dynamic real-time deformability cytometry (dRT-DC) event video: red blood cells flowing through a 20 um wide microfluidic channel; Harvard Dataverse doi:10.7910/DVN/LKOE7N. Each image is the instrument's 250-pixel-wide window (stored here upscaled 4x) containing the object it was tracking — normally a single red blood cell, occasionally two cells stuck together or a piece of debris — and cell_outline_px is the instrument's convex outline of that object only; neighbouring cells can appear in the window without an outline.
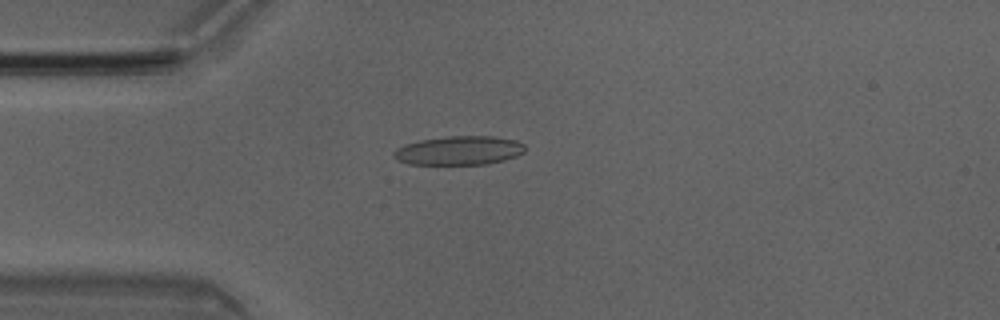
{"species": "Egyptian fruit bat (a non-hibernating species)", "species_latin": "Rousettus aegyptiacus", "temperature_condition": "room temperature", "stored_images_in_passage": 4, "camera_frame_rate_fps": 3000, "um_per_image_px": 0.085, "animal": {"sex": "male"}, "frame": {"image": 1, "passage_image": 3, "time_ms": 0.667, "image_size_px": [1000, 320], "cell_outline_px": [[524, 152], [516, 156], [504, 160], [484, 164], [408, 164], [396, 160], [392, 156], [392, 152], [396, 148], [404, 144], [420, 140], [448, 136], [492, 136], [516, 140], [524, 144]], "centroid_in_image_um": [38.97, 12.79], "position_along_channel_um": 46.0, "area_um2": 22.2}}